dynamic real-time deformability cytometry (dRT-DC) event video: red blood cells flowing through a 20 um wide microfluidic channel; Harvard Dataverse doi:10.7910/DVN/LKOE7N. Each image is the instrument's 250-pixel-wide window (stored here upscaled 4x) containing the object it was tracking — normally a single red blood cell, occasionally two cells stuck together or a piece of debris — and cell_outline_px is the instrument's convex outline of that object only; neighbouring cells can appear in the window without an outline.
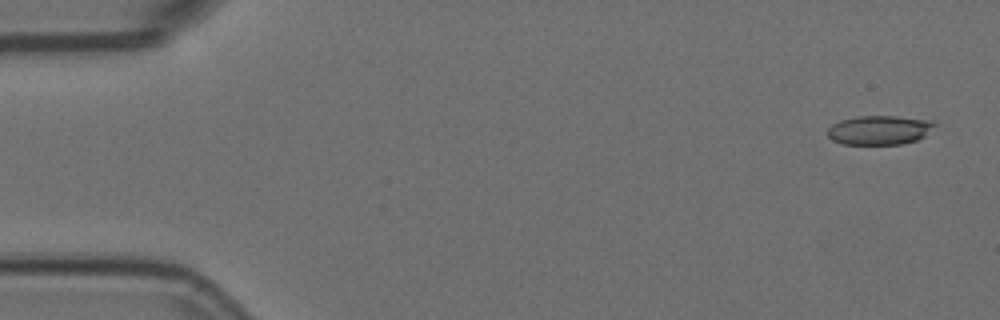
{"species": "Egyptian fruit bat (a non-hibernating species)", "species_latin": "Rousettus aegyptiacus", "temperature_condition": "room temperature", "stored_images_in_passage": 5, "segment_of_instrument_passage": [1, 2], "camera_frame_rate_fps": 3000, "um_per_image_px": 0.085, "animal": {"sex": "female"}, "frame": {"image": 1, "passage_image": 1, "time_ms": 0.0, "image_size_px": [1000, 320], "cell_outline_px": [[936, 124], [924, 136], [916, 140], [900, 144], [844, 144], [832, 140], [828, 136], [828, 128], [832, 124], [840, 120], [856, 116], [896, 116], [932, 120]], "centroid_in_image_um": [74.73, 11.05], "position_along_channel_um": 10.3, "area_um2": 18.15}}
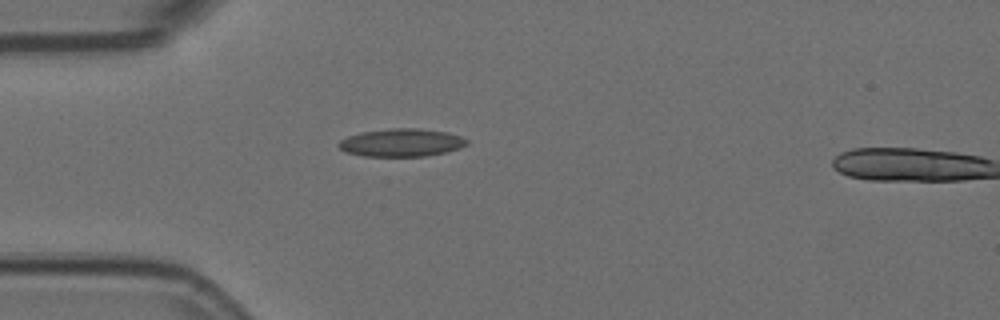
{"frame": {"image": 2, "passage_image": 4, "time_ms": 1.0, "image_size_px": [1000, 320], "cell_outline_px": [[468, 144], [460, 148], [448, 152], [424, 156], [364, 156], [344, 152], [336, 144], [340, 140], [348, 136], [360, 132], [388, 128], [420, 128], [448, 132], [460, 136], [468, 140]], "centroid_in_image_um": [34.12, 12.12], "position_along_channel_um": 50.9, "area_um2": 21.1}}